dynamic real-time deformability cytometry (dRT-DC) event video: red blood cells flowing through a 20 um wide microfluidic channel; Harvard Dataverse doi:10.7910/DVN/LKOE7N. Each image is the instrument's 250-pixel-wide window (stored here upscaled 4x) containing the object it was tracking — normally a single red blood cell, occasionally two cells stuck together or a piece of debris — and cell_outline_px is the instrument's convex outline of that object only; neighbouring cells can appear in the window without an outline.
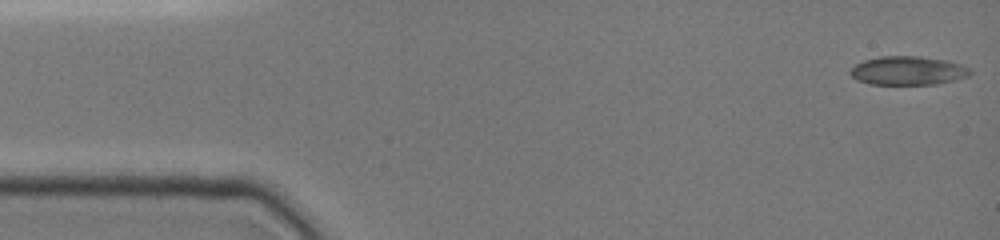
{"species": "common noctule bat (a hibernating species)", "species_latin": "Nyctalus noctula", "temperature_condition": "cold", "stored_images_in_passage": 52, "camera_frame_rate_fps": 3000, "um_per_image_px": 0.085, "animal": {"sex": "female", "body_mass_g": 19.0, "forearm_length_mm": 51.5}, "frame": {"image": 1, "passage_image": 1, "time_ms": 0.0, "image_size_px": [1000, 240], "cell_outline_px": [[972, 72], [968, 76], [956, 80], [936, 84], [868, 84], [856, 80], [848, 72], [856, 64], [864, 60], [880, 56], [920, 56], [948, 60], [960, 64], [968, 68]], "centroid_in_image_um": [77.17, 6.0], "position_along_channel_um": 7.8, "area_um2": 20.17}}
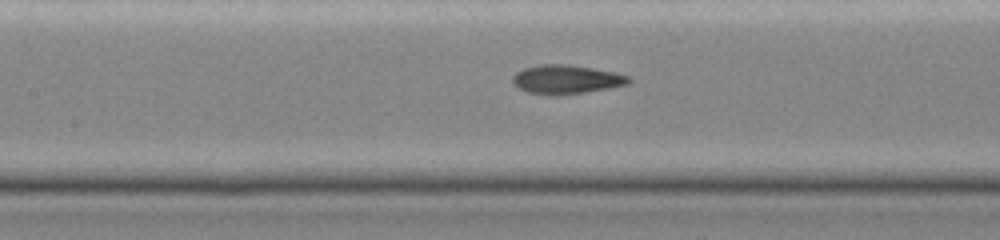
{"frame": {"image": 2, "passage_image": 22, "time_ms": 6.667, "image_size_px": [1000, 240], "cell_outline_px": [[632, 80], [628, 84], [608, 88], [584, 92], [528, 92], [512, 84], [512, 76], [516, 72], [524, 68], [540, 64], [564, 64], [592, 68], [616, 72], [628, 76]], "centroid_in_image_um": [48.15, 6.7], "position_along_channel_um": 159.2, "area_um2": 18.73}}
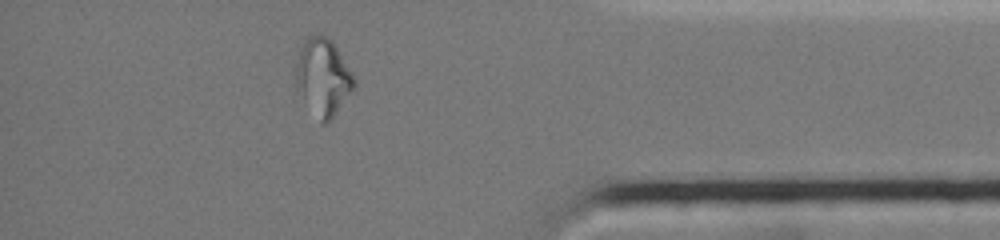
{"frame": {"image": 3, "passage_image": 44, "time_ms": 13.333, "image_size_px": [1000, 240], "cell_outline_px": [[356, 88], [332, 116], [324, 124], [320, 120], [296, 92], [292, 68], [300, 48], [304, 40], [308, 36], [324, 36], [332, 40], [356, 80]], "centroid_in_image_um": [27.4, 6.53], "position_along_channel_um": 407.8, "area_um2": 26.36}, "authors_computed_cell_mechanics": {"area_um2": 19.7965, "velocity_mm_per_s": 3.9746, "shape_relaxation_time_tau1_ms": null, "shape_relaxation_time_tau2_ms": 2.0899, "deformation_change_tau1": null, "deformation_change_tau2": 0.0558}}